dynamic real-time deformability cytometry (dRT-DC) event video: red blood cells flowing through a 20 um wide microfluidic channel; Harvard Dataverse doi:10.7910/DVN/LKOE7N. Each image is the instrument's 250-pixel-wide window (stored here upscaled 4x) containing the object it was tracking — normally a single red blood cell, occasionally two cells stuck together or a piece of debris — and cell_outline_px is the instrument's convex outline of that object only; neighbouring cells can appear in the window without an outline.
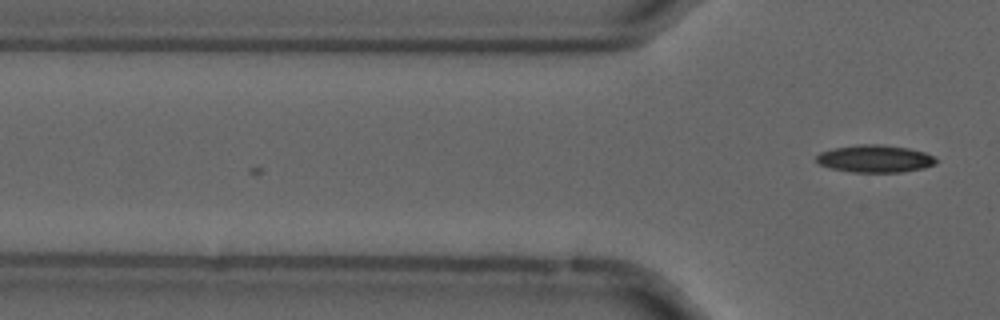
{"species": "common noctule bat (a hibernating species)", "species_latin": "Nyctalus noctula", "temperature_condition": "cold", "stored_images_in_passage": 8, "camera_frame_rate_fps": 3000, "um_per_image_px": 0.085, "animal": {"sex": "male", "forearm_length_mm": 52.5}, "frame": {"image": 1, "passage_image": 8, "time_ms": 2.333, "image_size_px": [1000, 320], "cell_outline_px": [[936, 164], [924, 168], [900, 172], [852, 172], [832, 168], [820, 164], [816, 160], [816, 156], [820, 152], [836, 148], [856, 144], [880, 144], [908, 148], [924, 152], [932, 156], [936, 160]], "centroid_in_image_um": [74.37, 13.49], "position_along_channel_um": 51.4, "area_um2": 18.96}}